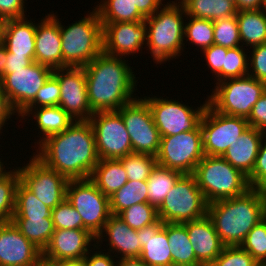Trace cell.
<instances>
[{"label":"cell","instance_id":"cell-2","mask_svg":"<svg viewBox=\"0 0 266 266\" xmlns=\"http://www.w3.org/2000/svg\"><path fill=\"white\" fill-rule=\"evenodd\" d=\"M84 70L88 101L93 112L117 111L136 99L133 94L137 80L124 57L102 51L84 66Z\"/></svg>","mask_w":266,"mask_h":266},{"label":"cell","instance_id":"cell-48","mask_svg":"<svg viewBox=\"0 0 266 266\" xmlns=\"http://www.w3.org/2000/svg\"><path fill=\"white\" fill-rule=\"evenodd\" d=\"M229 48L213 44L209 48L202 50L206 58V65L213 72L217 82L223 81V66L224 60L227 55V50Z\"/></svg>","mask_w":266,"mask_h":266},{"label":"cell","instance_id":"cell-52","mask_svg":"<svg viewBox=\"0 0 266 266\" xmlns=\"http://www.w3.org/2000/svg\"><path fill=\"white\" fill-rule=\"evenodd\" d=\"M33 61H35V56H19L13 53L7 52V63L5 68V73L0 77V81L14 70L23 69L29 66Z\"/></svg>","mask_w":266,"mask_h":266},{"label":"cell","instance_id":"cell-40","mask_svg":"<svg viewBox=\"0 0 266 266\" xmlns=\"http://www.w3.org/2000/svg\"><path fill=\"white\" fill-rule=\"evenodd\" d=\"M118 216L135 230H140L159 220L157 207L149 203L134 204L121 211Z\"/></svg>","mask_w":266,"mask_h":266},{"label":"cell","instance_id":"cell-23","mask_svg":"<svg viewBox=\"0 0 266 266\" xmlns=\"http://www.w3.org/2000/svg\"><path fill=\"white\" fill-rule=\"evenodd\" d=\"M141 244L140 259L147 266H173L171 248L167 237V223L160 219L137 230Z\"/></svg>","mask_w":266,"mask_h":266},{"label":"cell","instance_id":"cell-49","mask_svg":"<svg viewBox=\"0 0 266 266\" xmlns=\"http://www.w3.org/2000/svg\"><path fill=\"white\" fill-rule=\"evenodd\" d=\"M252 50L251 57H248V75L266 83V43L253 46Z\"/></svg>","mask_w":266,"mask_h":266},{"label":"cell","instance_id":"cell-22","mask_svg":"<svg viewBox=\"0 0 266 266\" xmlns=\"http://www.w3.org/2000/svg\"><path fill=\"white\" fill-rule=\"evenodd\" d=\"M103 237H107L105 239L108 241L107 247L110 246L107 249L108 252L110 251L109 253L116 252V255L120 253L121 256L116 258L140 257L142 247L138 241L137 230L130 228L118 215L111 214L109 216L103 231L96 238L97 245L93 247L94 250L100 249V243L103 244L102 241H105Z\"/></svg>","mask_w":266,"mask_h":266},{"label":"cell","instance_id":"cell-11","mask_svg":"<svg viewBox=\"0 0 266 266\" xmlns=\"http://www.w3.org/2000/svg\"><path fill=\"white\" fill-rule=\"evenodd\" d=\"M152 112L154 123L160 136H172L181 132L195 130L199 125L202 115L208 105L205 103L193 109L182 101L164 99L163 97H143Z\"/></svg>","mask_w":266,"mask_h":266},{"label":"cell","instance_id":"cell-47","mask_svg":"<svg viewBox=\"0 0 266 266\" xmlns=\"http://www.w3.org/2000/svg\"><path fill=\"white\" fill-rule=\"evenodd\" d=\"M247 179L250 188L266 191V134L261 142L254 169Z\"/></svg>","mask_w":266,"mask_h":266},{"label":"cell","instance_id":"cell-7","mask_svg":"<svg viewBox=\"0 0 266 266\" xmlns=\"http://www.w3.org/2000/svg\"><path fill=\"white\" fill-rule=\"evenodd\" d=\"M208 104L217 112L248 118L257 100L265 93L266 83L247 75L215 83Z\"/></svg>","mask_w":266,"mask_h":266},{"label":"cell","instance_id":"cell-36","mask_svg":"<svg viewBox=\"0 0 266 266\" xmlns=\"http://www.w3.org/2000/svg\"><path fill=\"white\" fill-rule=\"evenodd\" d=\"M51 215V208L38 200L21 182L17 184L12 218H52Z\"/></svg>","mask_w":266,"mask_h":266},{"label":"cell","instance_id":"cell-54","mask_svg":"<svg viewBox=\"0 0 266 266\" xmlns=\"http://www.w3.org/2000/svg\"><path fill=\"white\" fill-rule=\"evenodd\" d=\"M15 113L17 115V112L11 106L0 85V133H2L1 130L4 128V126H6L5 124L7 123L9 118L11 119L12 115H15Z\"/></svg>","mask_w":266,"mask_h":266},{"label":"cell","instance_id":"cell-26","mask_svg":"<svg viewBox=\"0 0 266 266\" xmlns=\"http://www.w3.org/2000/svg\"><path fill=\"white\" fill-rule=\"evenodd\" d=\"M28 18L4 21L2 44L7 52L19 56H35V35L37 24Z\"/></svg>","mask_w":266,"mask_h":266},{"label":"cell","instance_id":"cell-60","mask_svg":"<svg viewBox=\"0 0 266 266\" xmlns=\"http://www.w3.org/2000/svg\"><path fill=\"white\" fill-rule=\"evenodd\" d=\"M1 160L2 158L0 159V177L8 171V170H5V166Z\"/></svg>","mask_w":266,"mask_h":266},{"label":"cell","instance_id":"cell-42","mask_svg":"<svg viewBox=\"0 0 266 266\" xmlns=\"http://www.w3.org/2000/svg\"><path fill=\"white\" fill-rule=\"evenodd\" d=\"M240 246L261 266H266V220L264 218L249 231Z\"/></svg>","mask_w":266,"mask_h":266},{"label":"cell","instance_id":"cell-46","mask_svg":"<svg viewBox=\"0 0 266 266\" xmlns=\"http://www.w3.org/2000/svg\"><path fill=\"white\" fill-rule=\"evenodd\" d=\"M60 100V85L58 80L51 75L45 84L39 89L35 99L25 108L58 106Z\"/></svg>","mask_w":266,"mask_h":266},{"label":"cell","instance_id":"cell-33","mask_svg":"<svg viewBox=\"0 0 266 266\" xmlns=\"http://www.w3.org/2000/svg\"><path fill=\"white\" fill-rule=\"evenodd\" d=\"M182 175L179 171L157 164L147 180L148 203L158 208Z\"/></svg>","mask_w":266,"mask_h":266},{"label":"cell","instance_id":"cell-39","mask_svg":"<svg viewBox=\"0 0 266 266\" xmlns=\"http://www.w3.org/2000/svg\"><path fill=\"white\" fill-rule=\"evenodd\" d=\"M119 160L130 181H147L153 168L157 165L155 156L140 153H131Z\"/></svg>","mask_w":266,"mask_h":266},{"label":"cell","instance_id":"cell-32","mask_svg":"<svg viewBox=\"0 0 266 266\" xmlns=\"http://www.w3.org/2000/svg\"><path fill=\"white\" fill-rule=\"evenodd\" d=\"M102 23L144 21L146 18L138 11L134 0H101L94 7Z\"/></svg>","mask_w":266,"mask_h":266},{"label":"cell","instance_id":"cell-6","mask_svg":"<svg viewBox=\"0 0 266 266\" xmlns=\"http://www.w3.org/2000/svg\"><path fill=\"white\" fill-rule=\"evenodd\" d=\"M193 175L208 204L240 196L250 189L247 176L219 156L205 155Z\"/></svg>","mask_w":266,"mask_h":266},{"label":"cell","instance_id":"cell-19","mask_svg":"<svg viewBox=\"0 0 266 266\" xmlns=\"http://www.w3.org/2000/svg\"><path fill=\"white\" fill-rule=\"evenodd\" d=\"M96 237L87 229H55L42 251L43 265L60 260L82 259L95 246ZM93 243V245H92Z\"/></svg>","mask_w":266,"mask_h":266},{"label":"cell","instance_id":"cell-18","mask_svg":"<svg viewBox=\"0 0 266 266\" xmlns=\"http://www.w3.org/2000/svg\"><path fill=\"white\" fill-rule=\"evenodd\" d=\"M102 33L103 52L125 59L142 51L147 43L145 21L102 23Z\"/></svg>","mask_w":266,"mask_h":266},{"label":"cell","instance_id":"cell-62","mask_svg":"<svg viewBox=\"0 0 266 266\" xmlns=\"http://www.w3.org/2000/svg\"><path fill=\"white\" fill-rule=\"evenodd\" d=\"M260 10L264 13L266 16V0H263Z\"/></svg>","mask_w":266,"mask_h":266},{"label":"cell","instance_id":"cell-17","mask_svg":"<svg viewBox=\"0 0 266 266\" xmlns=\"http://www.w3.org/2000/svg\"><path fill=\"white\" fill-rule=\"evenodd\" d=\"M60 85L59 106L75 121L90 120L93 111L89 105L84 67H62L52 74Z\"/></svg>","mask_w":266,"mask_h":266},{"label":"cell","instance_id":"cell-4","mask_svg":"<svg viewBox=\"0 0 266 266\" xmlns=\"http://www.w3.org/2000/svg\"><path fill=\"white\" fill-rule=\"evenodd\" d=\"M185 15V16H184ZM184 7L176 1L167 2L144 21L147 27V50L157 64L177 58L184 47Z\"/></svg>","mask_w":266,"mask_h":266},{"label":"cell","instance_id":"cell-55","mask_svg":"<svg viewBox=\"0 0 266 266\" xmlns=\"http://www.w3.org/2000/svg\"><path fill=\"white\" fill-rule=\"evenodd\" d=\"M164 0H134V5L138 11L145 17L152 16L159 8Z\"/></svg>","mask_w":266,"mask_h":266},{"label":"cell","instance_id":"cell-8","mask_svg":"<svg viewBox=\"0 0 266 266\" xmlns=\"http://www.w3.org/2000/svg\"><path fill=\"white\" fill-rule=\"evenodd\" d=\"M208 203L193 174H183L157 208L164 223H186L207 215Z\"/></svg>","mask_w":266,"mask_h":266},{"label":"cell","instance_id":"cell-15","mask_svg":"<svg viewBox=\"0 0 266 266\" xmlns=\"http://www.w3.org/2000/svg\"><path fill=\"white\" fill-rule=\"evenodd\" d=\"M17 170L20 182L49 208H55L66 199L69 180L48 168L34 155L29 163L23 167H17Z\"/></svg>","mask_w":266,"mask_h":266},{"label":"cell","instance_id":"cell-61","mask_svg":"<svg viewBox=\"0 0 266 266\" xmlns=\"http://www.w3.org/2000/svg\"><path fill=\"white\" fill-rule=\"evenodd\" d=\"M3 25H4V20L0 19V44L2 43Z\"/></svg>","mask_w":266,"mask_h":266},{"label":"cell","instance_id":"cell-53","mask_svg":"<svg viewBox=\"0 0 266 266\" xmlns=\"http://www.w3.org/2000/svg\"><path fill=\"white\" fill-rule=\"evenodd\" d=\"M90 252L84 257L86 266H117V261L113 259L114 256L112 254L106 252L105 254L101 251H96L95 253ZM90 253L92 255H90Z\"/></svg>","mask_w":266,"mask_h":266},{"label":"cell","instance_id":"cell-24","mask_svg":"<svg viewBox=\"0 0 266 266\" xmlns=\"http://www.w3.org/2000/svg\"><path fill=\"white\" fill-rule=\"evenodd\" d=\"M183 224L187 228L196 260L202 266H209L225 247L214 229L212 221L206 215Z\"/></svg>","mask_w":266,"mask_h":266},{"label":"cell","instance_id":"cell-43","mask_svg":"<svg viewBox=\"0 0 266 266\" xmlns=\"http://www.w3.org/2000/svg\"><path fill=\"white\" fill-rule=\"evenodd\" d=\"M245 47L239 46L229 48L224 60L223 80L230 78H241L248 75L249 58Z\"/></svg>","mask_w":266,"mask_h":266},{"label":"cell","instance_id":"cell-38","mask_svg":"<svg viewBox=\"0 0 266 266\" xmlns=\"http://www.w3.org/2000/svg\"><path fill=\"white\" fill-rule=\"evenodd\" d=\"M186 19L189 21L184 25V38L186 37L184 40H189L191 44L200 47V51L214 44V26L212 20L192 16H187Z\"/></svg>","mask_w":266,"mask_h":266},{"label":"cell","instance_id":"cell-5","mask_svg":"<svg viewBox=\"0 0 266 266\" xmlns=\"http://www.w3.org/2000/svg\"><path fill=\"white\" fill-rule=\"evenodd\" d=\"M59 25L63 67H84L103 51L102 22L95 8L67 27Z\"/></svg>","mask_w":266,"mask_h":266},{"label":"cell","instance_id":"cell-30","mask_svg":"<svg viewBox=\"0 0 266 266\" xmlns=\"http://www.w3.org/2000/svg\"><path fill=\"white\" fill-rule=\"evenodd\" d=\"M236 18L243 47L266 43V16L260 9L238 11Z\"/></svg>","mask_w":266,"mask_h":266},{"label":"cell","instance_id":"cell-13","mask_svg":"<svg viewBox=\"0 0 266 266\" xmlns=\"http://www.w3.org/2000/svg\"><path fill=\"white\" fill-rule=\"evenodd\" d=\"M129 133L133 153L157 156L160 134L154 123L152 112L143 98H136L117 110Z\"/></svg>","mask_w":266,"mask_h":266},{"label":"cell","instance_id":"cell-59","mask_svg":"<svg viewBox=\"0 0 266 266\" xmlns=\"http://www.w3.org/2000/svg\"><path fill=\"white\" fill-rule=\"evenodd\" d=\"M6 63H7V49L1 43L0 44V77L5 73Z\"/></svg>","mask_w":266,"mask_h":266},{"label":"cell","instance_id":"cell-28","mask_svg":"<svg viewBox=\"0 0 266 266\" xmlns=\"http://www.w3.org/2000/svg\"><path fill=\"white\" fill-rule=\"evenodd\" d=\"M106 196L111 197L128 181L120 160L100 159L89 178Z\"/></svg>","mask_w":266,"mask_h":266},{"label":"cell","instance_id":"cell-44","mask_svg":"<svg viewBox=\"0 0 266 266\" xmlns=\"http://www.w3.org/2000/svg\"><path fill=\"white\" fill-rule=\"evenodd\" d=\"M51 216L55 229H83L81 215L67 199L52 209Z\"/></svg>","mask_w":266,"mask_h":266},{"label":"cell","instance_id":"cell-10","mask_svg":"<svg viewBox=\"0 0 266 266\" xmlns=\"http://www.w3.org/2000/svg\"><path fill=\"white\" fill-rule=\"evenodd\" d=\"M204 156L203 135L199 125L195 130L162 136L156 160L160 166L182 174H193Z\"/></svg>","mask_w":266,"mask_h":266},{"label":"cell","instance_id":"cell-3","mask_svg":"<svg viewBox=\"0 0 266 266\" xmlns=\"http://www.w3.org/2000/svg\"><path fill=\"white\" fill-rule=\"evenodd\" d=\"M266 212V191L255 188L208 204L207 216L225 246H240Z\"/></svg>","mask_w":266,"mask_h":266},{"label":"cell","instance_id":"cell-21","mask_svg":"<svg viewBox=\"0 0 266 266\" xmlns=\"http://www.w3.org/2000/svg\"><path fill=\"white\" fill-rule=\"evenodd\" d=\"M35 62L51 69L63 67L59 19L54 13L43 17L36 27Z\"/></svg>","mask_w":266,"mask_h":266},{"label":"cell","instance_id":"cell-50","mask_svg":"<svg viewBox=\"0 0 266 266\" xmlns=\"http://www.w3.org/2000/svg\"><path fill=\"white\" fill-rule=\"evenodd\" d=\"M247 121L249 126L266 134V91L254 104Z\"/></svg>","mask_w":266,"mask_h":266},{"label":"cell","instance_id":"cell-51","mask_svg":"<svg viewBox=\"0 0 266 266\" xmlns=\"http://www.w3.org/2000/svg\"><path fill=\"white\" fill-rule=\"evenodd\" d=\"M26 0H0V19H19L24 18L26 11L25 8Z\"/></svg>","mask_w":266,"mask_h":266},{"label":"cell","instance_id":"cell-14","mask_svg":"<svg viewBox=\"0 0 266 266\" xmlns=\"http://www.w3.org/2000/svg\"><path fill=\"white\" fill-rule=\"evenodd\" d=\"M89 122L100 159L119 160L133 153L129 133L118 111L94 112Z\"/></svg>","mask_w":266,"mask_h":266},{"label":"cell","instance_id":"cell-58","mask_svg":"<svg viewBox=\"0 0 266 266\" xmlns=\"http://www.w3.org/2000/svg\"><path fill=\"white\" fill-rule=\"evenodd\" d=\"M117 266H147L140 258H123L117 260Z\"/></svg>","mask_w":266,"mask_h":266},{"label":"cell","instance_id":"cell-35","mask_svg":"<svg viewBox=\"0 0 266 266\" xmlns=\"http://www.w3.org/2000/svg\"><path fill=\"white\" fill-rule=\"evenodd\" d=\"M110 212L118 215L124 209L138 203H148L147 181L128 180L118 191L109 197Z\"/></svg>","mask_w":266,"mask_h":266},{"label":"cell","instance_id":"cell-56","mask_svg":"<svg viewBox=\"0 0 266 266\" xmlns=\"http://www.w3.org/2000/svg\"><path fill=\"white\" fill-rule=\"evenodd\" d=\"M236 9L243 10H258L261 8L263 0H234Z\"/></svg>","mask_w":266,"mask_h":266},{"label":"cell","instance_id":"cell-45","mask_svg":"<svg viewBox=\"0 0 266 266\" xmlns=\"http://www.w3.org/2000/svg\"><path fill=\"white\" fill-rule=\"evenodd\" d=\"M209 266H261L241 246H225Z\"/></svg>","mask_w":266,"mask_h":266},{"label":"cell","instance_id":"cell-20","mask_svg":"<svg viewBox=\"0 0 266 266\" xmlns=\"http://www.w3.org/2000/svg\"><path fill=\"white\" fill-rule=\"evenodd\" d=\"M0 266H43L42 251L12 222L0 224Z\"/></svg>","mask_w":266,"mask_h":266},{"label":"cell","instance_id":"cell-63","mask_svg":"<svg viewBox=\"0 0 266 266\" xmlns=\"http://www.w3.org/2000/svg\"><path fill=\"white\" fill-rule=\"evenodd\" d=\"M177 1H178V0H176V2H177ZM184 1H185V0H179L178 3H181V4H182Z\"/></svg>","mask_w":266,"mask_h":266},{"label":"cell","instance_id":"cell-41","mask_svg":"<svg viewBox=\"0 0 266 266\" xmlns=\"http://www.w3.org/2000/svg\"><path fill=\"white\" fill-rule=\"evenodd\" d=\"M214 44L226 48H236L242 43L236 15L213 21ZM240 44V45H239Z\"/></svg>","mask_w":266,"mask_h":266},{"label":"cell","instance_id":"cell-25","mask_svg":"<svg viewBox=\"0 0 266 266\" xmlns=\"http://www.w3.org/2000/svg\"><path fill=\"white\" fill-rule=\"evenodd\" d=\"M264 133L249 126L222 156L247 177L252 173Z\"/></svg>","mask_w":266,"mask_h":266},{"label":"cell","instance_id":"cell-9","mask_svg":"<svg viewBox=\"0 0 266 266\" xmlns=\"http://www.w3.org/2000/svg\"><path fill=\"white\" fill-rule=\"evenodd\" d=\"M66 199L81 215L83 229L97 238L111 215L109 197L88 178L69 180Z\"/></svg>","mask_w":266,"mask_h":266},{"label":"cell","instance_id":"cell-12","mask_svg":"<svg viewBox=\"0 0 266 266\" xmlns=\"http://www.w3.org/2000/svg\"><path fill=\"white\" fill-rule=\"evenodd\" d=\"M200 127L204 154L222 157L230 145L238 141L249 124L247 118L217 112L208 104L202 115Z\"/></svg>","mask_w":266,"mask_h":266},{"label":"cell","instance_id":"cell-34","mask_svg":"<svg viewBox=\"0 0 266 266\" xmlns=\"http://www.w3.org/2000/svg\"><path fill=\"white\" fill-rule=\"evenodd\" d=\"M11 222L41 251L48 245L55 230L52 218H12Z\"/></svg>","mask_w":266,"mask_h":266},{"label":"cell","instance_id":"cell-57","mask_svg":"<svg viewBox=\"0 0 266 266\" xmlns=\"http://www.w3.org/2000/svg\"><path fill=\"white\" fill-rule=\"evenodd\" d=\"M49 266H86V263L84 258H82V259L60 260L51 263Z\"/></svg>","mask_w":266,"mask_h":266},{"label":"cell","instance_id":"cell-27","mask_svg":"<svg viewBox=\"0 0 266 266\" xmlns=\"http://www.w3.org/2000/svg\"><path fill=\"white\" fill-rule=\"evenodd\" d=\"M30 114L32 115V117H35L33 119L36 120V124L38 126L37 129L40 130L38 134H43L41 135L42 139L40 136L39 142L36 143L37 145H39L46 138L63 132L75 121L59 105L39 107L34 109H24L19 114V117L21 116V118L23 119L25 116L30 117Z\"/></svg>","mask_w":266,"mask_h":266},{"label":"cell","instance_id":"cell-31","mask_svg":"<svg viewBox=\"0 0 266 266\" xmlns=\"http://www.w3.org/2000/svg\"><path fill=\"white\" fill-rule=\"evenodd\" d=\"M187 16L218 20L237 14L234 0H185L182 3Z\"/></svg>","mask_w":266,"mask_h":266},{"label":"cell","instance_id":"cell-1","mask_svg":"<svg viewBox=\"0 0 266 266\" xmlns=\"http://www.w3.org/2000/svg\"><path fill=\"white\" fill-rule=\"evenodd\" d=\"M34 156L68 180L88 179L98 164L95 136L89 120H76L42 141Z\"/></svg>","mask_w":266,"mask_h":266},{"label":"cell","instance_id":"cell-37","mask_svg":"<svg viewBox=\"0 0 266 266\" xmlns=\"http://www.w3.org/2000/svg\"><path fill=\"white\" fill-rule=\"evenodd\" d=\"M20 182L17 168L0 177V224L11 222L15 212L16 187Z\"/></svg>","mask_w":266,"mask_h":266},{"label":"cell","instance_id":"cell-16","mask_svg":"<svg viewBox=\"0 0 266 266\" xmlns=\"http://www.w3.org/2000/svg\"><path fill=\"white\" fill-rule=\"evenodd\" d=\"M53 74V69L33 61L23 69L7 74L0 85L11 106L19 115L36 97Z\"/></svg>","mask_w":266,"mask_h":266},{"label":"cell","instance_id":"cell-29","mask_svg":"<svg viewBox=\"0 0 266 266\" xmlns=\"http://www.w3.org/2000/svg\"><path fill=\"white\" fill-rule=\"evenodd\" d=\"M167 237L173 266H202L192 248L187 228L181 223H167Z\"/></svg>","mask_w":266,"mask_h":266}]
</instances>
